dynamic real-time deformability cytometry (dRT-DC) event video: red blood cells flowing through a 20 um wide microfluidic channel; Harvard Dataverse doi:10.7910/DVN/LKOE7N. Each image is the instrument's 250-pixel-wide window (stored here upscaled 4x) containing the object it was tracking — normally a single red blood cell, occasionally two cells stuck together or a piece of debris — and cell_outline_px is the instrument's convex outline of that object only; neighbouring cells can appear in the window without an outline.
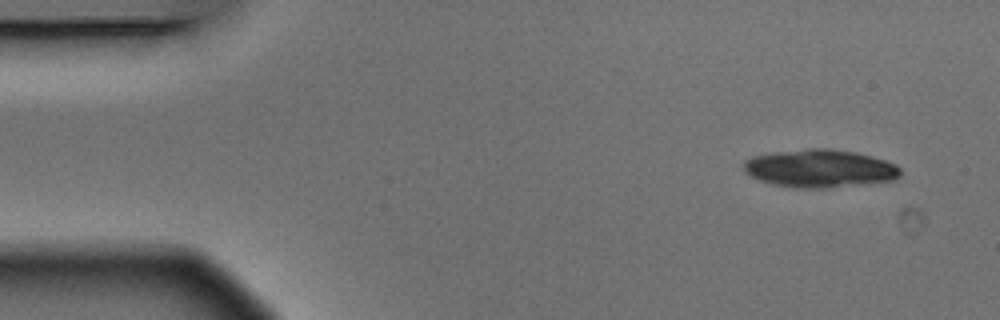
{"species": "Egyptian fruit bat (a non-hibernating species)", "species_latin": "Rousettus aegyptiacus", "temperature_condition": "warm", "stored_images_in_passage": 2, "camera_frame_rate_fps": 3000, "um_per_image_px": 0.085, "animal": {"sex": "male"}, "frame": {"image": 1, "passage_image": 1, "time_ms": 0.0, "image_size_px": [1000, 320], "cell_outline_px": [[900, 176], [892, 180], [820, 188], [796, 188], [772, 184], [760, 180], [744, 172], [744, 160], [752, 156], [772, 152], [804, 148], [832, 148], [856, 152], [872, 156], [896, 164], [900, 168]], "centroid_in_image_um": [69.64, 14.29], "position_along_channel_um": 15.4, "area_um2": 34.62}}